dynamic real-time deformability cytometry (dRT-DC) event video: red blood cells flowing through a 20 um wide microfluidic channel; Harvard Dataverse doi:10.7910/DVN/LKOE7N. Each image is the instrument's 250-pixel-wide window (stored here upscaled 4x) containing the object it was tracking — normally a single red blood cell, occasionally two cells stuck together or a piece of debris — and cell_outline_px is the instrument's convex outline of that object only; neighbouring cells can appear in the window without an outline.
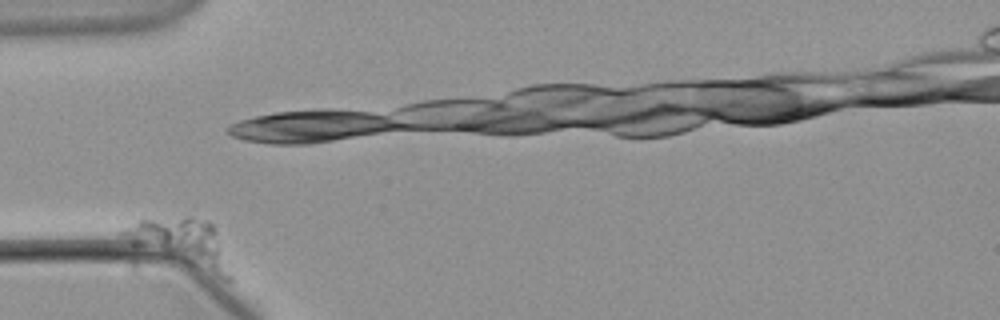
{"species": "common noctule bat (a hibernating species)", "species_latin": "Nyctalus noctula", "temperature_condition": "warm", "stored_images_in_passage": 41, "camera_frame_rate_fps": 3000, "um_per_image_px": 0.085, "animal": {"sex": "male", "body_mass_g": 21.5, "forearm_length_mm": 52.0}, "frame": {"image": 1, "passage_image": 1, "time_ms": 0.0, "image_size_px": [1000, 320], "cell_outline_px": [[232, 280], [224, 280], [132, 244], [120, 236], [116, 232], [144, 216], [188, 216], [208, 220], [216, 228], [232, 276]], "centroid_in_image_um": [15.39, 20.57], "position_along_channel_um": 69.6, "area_um2": 30.35}}